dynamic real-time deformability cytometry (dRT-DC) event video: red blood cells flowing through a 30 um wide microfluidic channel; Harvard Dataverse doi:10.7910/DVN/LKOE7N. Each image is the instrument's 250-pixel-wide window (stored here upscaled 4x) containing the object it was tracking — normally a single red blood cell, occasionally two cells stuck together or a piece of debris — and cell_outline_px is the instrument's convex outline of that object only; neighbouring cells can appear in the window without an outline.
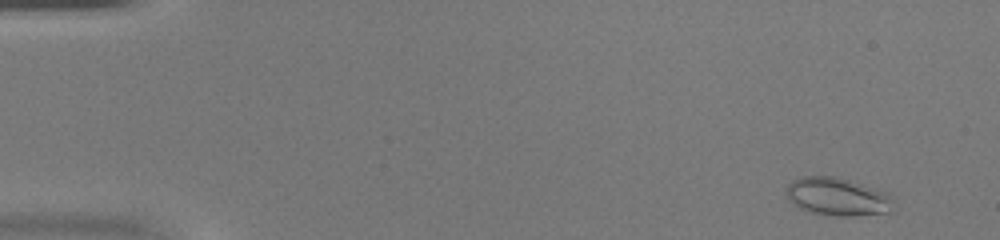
{"species": "common noctule bat (a hibernating species)", "species_latin": "Nyctalus noctula", "temperature_condition": "warm", "stored_images_in_passage": 47, "camera_frame_rate_fps": 3000, "um_per_image_px": 0.085, "animal": {"sex": "female", "body_mass_g": 20.0, "forearm_length_mm": 54.0}, "frame": {"image": 1, "passage_image": 3, "time_ms": 0.667, "image_size_px": [1000, 240], "cell_outline_px": [[896, 200], [892, 212], [852, 216], [836, 216], [812, 212], [800, 208], [784, 192], [784, 188], [792, 180], [804, 176], [836, 176], [888, 192]], "centroid_in_image_um": [71.25, 16.71], "position_along_channel_um": 13.8, "area_um2": 23.99}}
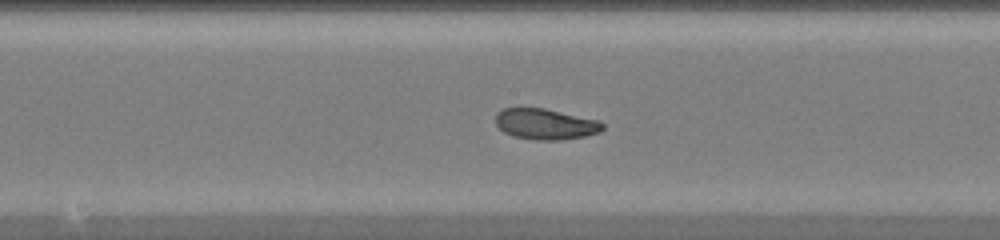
{"frame": {"image": 2, "passage_image": 25, "time_ms": 8.0, "image_size_px": [1000, 240], "cell_outline_px": [[604, 128], [600, 132], [584, 136], [560, 140], [532, 140], [512, 136], [504, 132], [496, 124], [496, 112], [504, 108], [544, 108], [600, 120], [604, 124]], "centroid_in_image_um": [46.37, 10.55], "position_along_channel_um": 201.8, "area_um2": 19.36}}
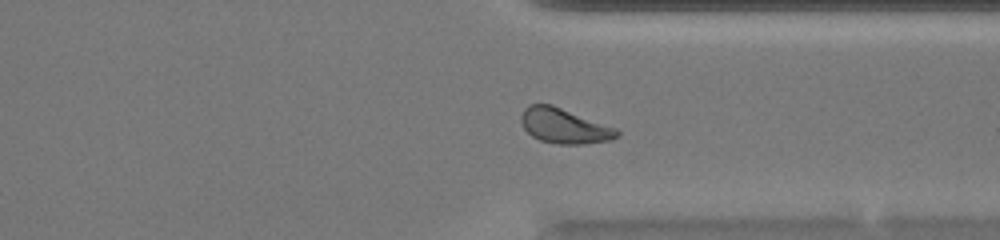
{"frame": {"image": 3, "passage_image": 36, "time_ms": 11.667, "image_size_px": [1000, 240], "cell_outline_px": [[620, 136], [612, 140], [584, 144], [556, 144], [540, 140], [532, 136], [524, 128], [520, 120], [520, 116], [524, 108], [528, 104], [552, 104], [616, 128], [620, 132]], "centroid_in_image_um": [47.96, 10.7], "position_along_channel_um": 363.4, "area_um2": 19.71}}